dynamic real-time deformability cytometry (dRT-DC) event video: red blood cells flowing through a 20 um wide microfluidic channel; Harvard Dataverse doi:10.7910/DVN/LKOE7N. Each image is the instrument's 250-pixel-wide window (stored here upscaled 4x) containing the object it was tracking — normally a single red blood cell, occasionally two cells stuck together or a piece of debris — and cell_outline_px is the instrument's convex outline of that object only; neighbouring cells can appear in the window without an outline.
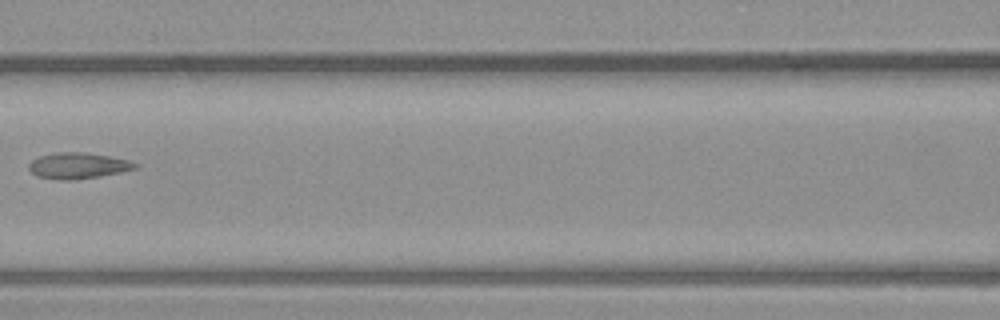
{"species": "common noctule bat (a hibernating species)", "species_latin": "Nyctalus noctula", "temperature_condition": "warm", "stored_images_in_passage": 8, "camera_frame_rate_fps": 3000, "um_per_image_px": 0.085, "animal": {"sex": "male", "body_mass_g": 23.1, "forearm_length_mm": 52.7}, "frame": {"image": 1, "passage_image": 7, "time_ms": 2.0, "image_size_px": [1000, 320], "cell_outline_px": [[140, 164], [136, 168], [120, 172], [100, 176], [72, 180], [56, 180], [36, 176], [28, 168], [28, 164], [32, 160], [40, 156], [56, 152], [84, 152], [108, 156], [128, 160]], "centroid_in_image_um": [6.6, 14.08], "position_along_channel_um": 160.0, "area_um2": 16.13}}
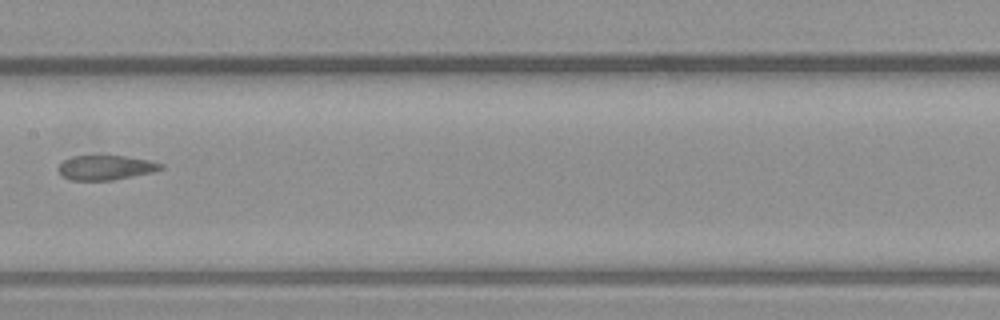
{"frame": {"image": 2, "passage_image": 8, "time_ms": 2.333, "image_size_px": [1000, 320], "cell_outline_px": [[164, 168], [152, 172], [112, 180], [72, 180], [60, 176], [56, 168], [64, 160], [72, 156], [124, 156], [148, 160], [164, 164]], "centroid_in_image_um": [8.95, 14.25], "position_along_channel_um": 198.5, "area_um2": 14.68}}